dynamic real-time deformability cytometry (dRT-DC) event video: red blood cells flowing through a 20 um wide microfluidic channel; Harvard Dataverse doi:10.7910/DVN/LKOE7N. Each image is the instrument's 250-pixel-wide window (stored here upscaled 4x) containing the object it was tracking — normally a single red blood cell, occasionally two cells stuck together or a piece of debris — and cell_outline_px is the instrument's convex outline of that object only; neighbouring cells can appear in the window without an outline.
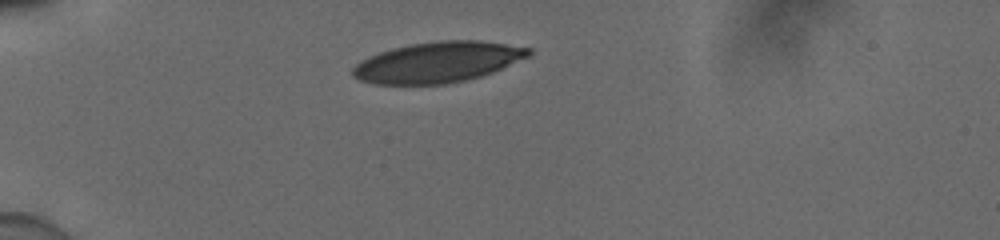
{"species": "human", "species_latin": "Homo sapiens", "temperature_condition": "cold", "stored_images_in_passage": 32, "camera_frame_rate_fps": 3000, "um_per_image_px": 0.085, "donor": {"sex": "male"}, "frame": {"image": 1, "passage_image": 1, "time_ms": 0.0, "image_size_px": [1000, 240], "cell_outline_px": [[532, 56], [492, 72], [480, 76], [464, 80], [444, 84], [376, 84], [360, 80], [352, 76], [352, 68], [360, 60], [368, 56], [392, 48], [412, 44], [440, 40], [480, 40], [532, 48]], "centroid_in_image_um": [37.23, 5.28], "position_along_channel_um": 47.8, "area_um2": 41.73}}
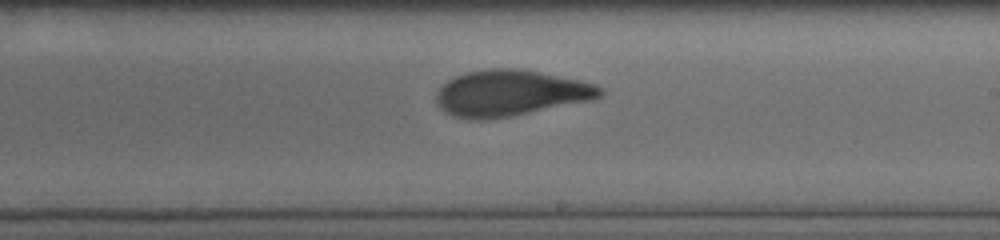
{"frame": {"image": 2, "passage_image": 19, "time_ms": 6.0, "image_size_px": [1000, 240], "cell_outline_px": [[604, 92], [600, 96], [592, 100], [512, 116], [484, 120], [468, 120], [444, 112], [440, 108], [436, 100], [436, 92], [448, 80], [456, 76], [468, 72], [488, 68], [512, 68], [536, 72], [580, 80], [596, 84], [604, 88]], "centroid_in_image_um": [43.38, 7.93], "position_along_channel_um": 245.6, "area_um2": 43.81}}
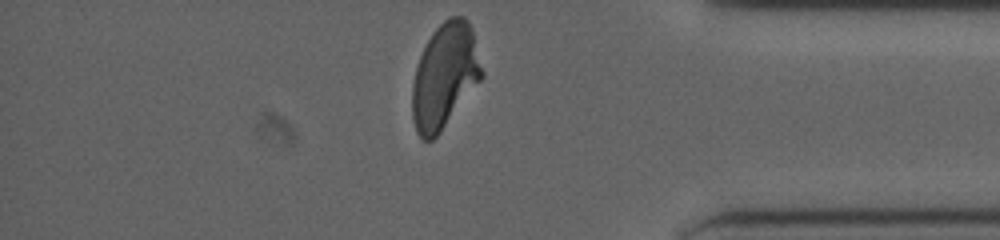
{"frame": {"image": 3, "passage_image": 32, "time_ms": 10.333, "image_size_px": [1000, 240], "cell_outline_px": [[484, 76], [440, 132], [432, 140], [424, 140], [416, 132], [412, 120], [412, 84], [416, 68], [420, 56], [432, 32], [448, 16], [464, 16], [468, 20], [472, 28], [484, 72]], "centroid_in_image_um": [37.81, 6.44], "position_along_channel_um": 397.4, "area_um2": 42.54}, "authors_computed_cell_mechanics": {"area_um2": 43.8124, "velocity_mm_per_s": 3.9, "shape_relaxation_time_tau1_ms": 5.4598, "shape_relaxation_time_tau2_ms": 1.2962, "deformation_change_tau1": 0.2074, "deformation_change_tau2": 0.0774}}